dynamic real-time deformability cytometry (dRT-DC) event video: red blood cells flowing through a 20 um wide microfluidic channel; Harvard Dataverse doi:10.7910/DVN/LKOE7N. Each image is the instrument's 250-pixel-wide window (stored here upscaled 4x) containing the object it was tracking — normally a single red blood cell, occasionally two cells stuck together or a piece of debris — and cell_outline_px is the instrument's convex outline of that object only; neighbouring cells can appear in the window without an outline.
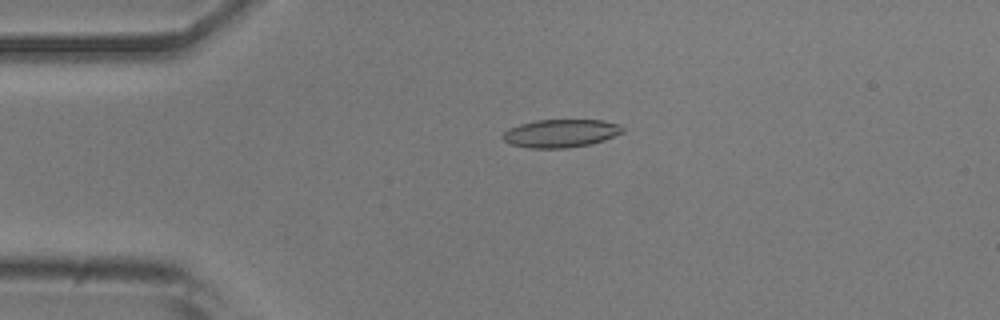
{"species": "common noctule bat (a hibernating species)", "species_latin": "Nyctalus noctula", "temperature_condition": "room temperature", "stored_images_in_passage": 51, "camera_frame_rate_fps": 3000, "um_per_image_px": 0.085, "animal": {"sex": "male", "body_mass_g": 20.5, "forearm_length_mm": 52.5}, "frame": {"image": 1, "passage_image": 11, "time_ms": 3.333, "image_size_px": [1000, 320], "cell_outline_px": [[624, 132], [604, 140], [588, 144], [564, 148], [528, 148], [508, 144], [504, 140], [504, 132], [508, 128], [520, 124], [536, 120], [604, 120], [620, 124], [624, 128]], "centroid_in_image_um": [47.67, 11.32], "position_along_channel_um": 37.3, "area_um2": 19.59}}
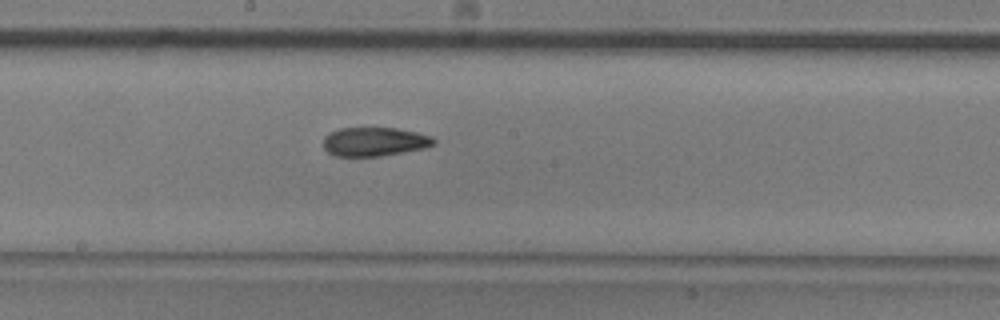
{"frame": {"image": 2, "passage_image": 27, "time_ms": 8.667, "image_size_px": [1000, 320], "cell_outline_px": [[436, 144], [424, 148], [380, 156], [336, 156], [328, 152], [324, 148], [324, 136], [328, 132], [340, 128], [396, 128], [416, 132], [432, 136], [436, 140]], "centroid_in_image_um": [31.83, 12.04], "position_along_channel_um": 216.4, "area_um2": 18.61}}
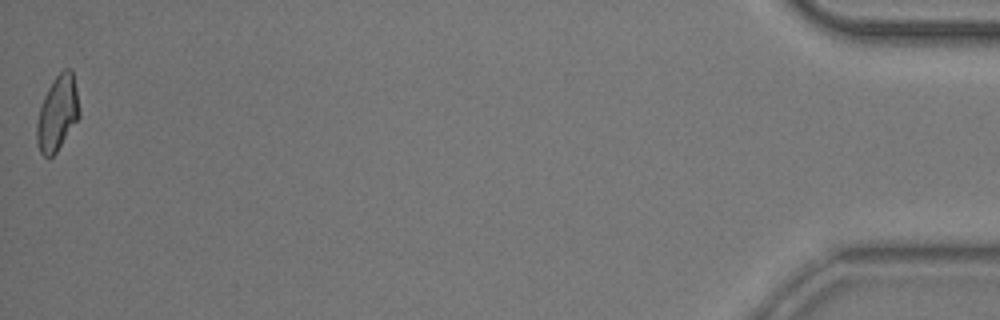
{"frame": {"image": 3, "passage_image": 51, "time_ms": 16.667, "image_size_px": [1000, 320], "cell_outline_px": [[80, 116], [56, 152], [52, 156], [44, 156], [40, 152], [36, 140], [36, 124], [40, 108], [44, 96], [52, 80], [64, 68], [72, 68], [76, 88], [80, 112]], "centroid_in_image_um": [4.88, 9.6], "position_along_channel_um": 430.3, "area_um2": 18.5}, "authors_computed_cell_mechanics": {"area_um2": 19.1896, "velocity_mm_per_s": 3.9126, "shape_relaxation_time_tau1_ms": 7.8596, "shape_relaxation_time_tau2_ms": 3.0998, "deformation_change_tau1": 0.1915, "deformation_change_tau2": 0.1017}}